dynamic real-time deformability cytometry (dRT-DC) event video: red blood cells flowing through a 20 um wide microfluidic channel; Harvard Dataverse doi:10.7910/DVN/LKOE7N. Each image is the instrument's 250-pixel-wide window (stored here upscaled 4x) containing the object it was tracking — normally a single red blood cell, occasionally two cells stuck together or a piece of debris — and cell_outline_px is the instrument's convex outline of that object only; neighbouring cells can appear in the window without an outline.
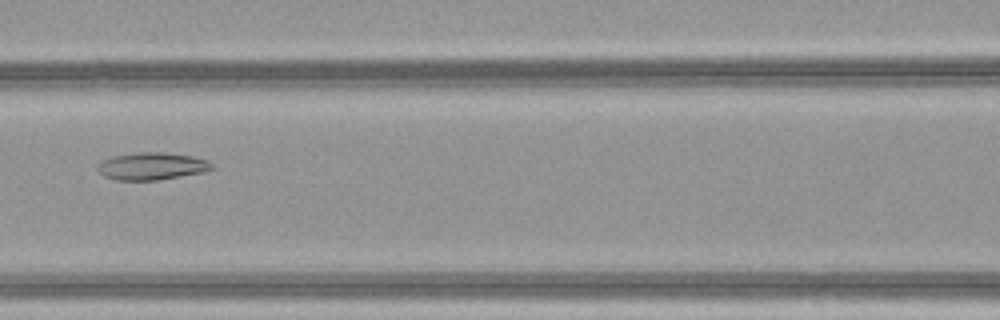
{"species": "common noctule bat (a hibernating species)", "species_latin": "Nyctalus noctula", "temperature_condition": "warm", "stored_images_in_passage": 30, "camera_frame_rate_fps": 3000, "um_per_image_px": 0.085, "animal": {"sex": "female", "body_mass_g": 21.9}, "frame": {"image": 1, "passage_image": 7, "time_ms": 2.0, "image_size_px": [1000, 320], "cell_outline_px": [[216, 168], [204, 172], [156, 180], [116, 180], [104, 176], [96, 168], [104, 160], [112, 156], [140, 152], [164, 152], [192, 156], [208, 160]], "centroid_in_image_um": [12.94, 14.12], "position_along_channel_um": 153.7, "area_um2": 18.15}}
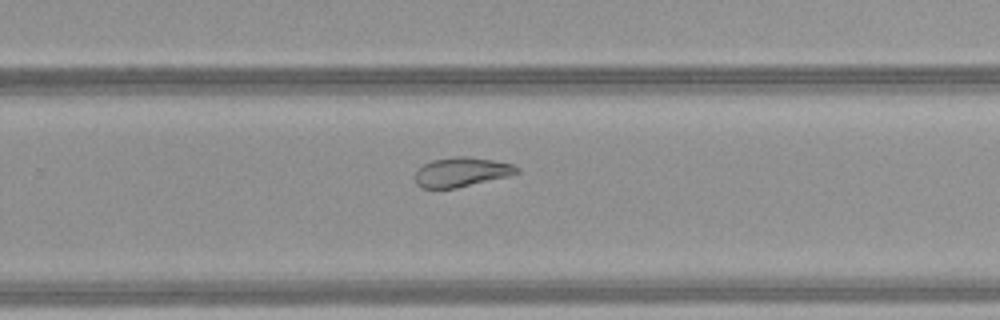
{"frame": {"image": 2, "passage_image": 17, "time_ms": 5.333, "image_size_px": [1000, 320], "cell_outline_px": [[520, 172], [508, 176], [456, 188], [424, 188], [416, 184], [416, 172], [424, 164], [432, 160], [456, 156], [468, 156], [492, 160], [512, 164], [520, 168]], "centroid_in_image_um": [39.25, 14.62], "position_along_channel_um": 290.6, "area_um2": 17.28}}
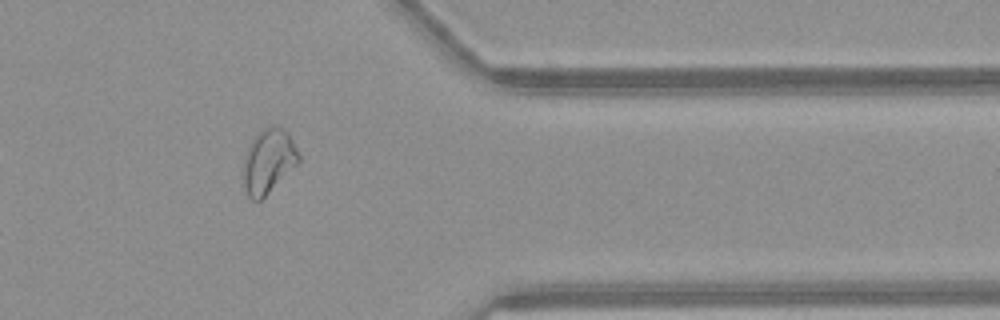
{"frame": {"image": 3, "passage_image": 25, "time_ms": 8.0, "image_size_px": [1000, 320], "cell_outline_px": [[300, 160], [260, 200], [252, 200], [248, 196], [244, 188], [244, 160], [252, 136], [260, 128], [272, 124], [276, 124], [284, 128], [288, 132], [300, 156]], "centroid_in_image_um": [22.8, 13.61], "position_along_channel_um": 388.6, "area_um2": 20.63}, "authors_computed_cell_mechanics": {"area_um2": 18.3804, "velocity_mm_per_s": 4.1213, "shape_relaxation_time_tau1_ms": null, "shape_relaxation_time_tau2_ms": 3.4077, "deformation_change_tau1": null, "deformation_change_tau2": 0.1149}}